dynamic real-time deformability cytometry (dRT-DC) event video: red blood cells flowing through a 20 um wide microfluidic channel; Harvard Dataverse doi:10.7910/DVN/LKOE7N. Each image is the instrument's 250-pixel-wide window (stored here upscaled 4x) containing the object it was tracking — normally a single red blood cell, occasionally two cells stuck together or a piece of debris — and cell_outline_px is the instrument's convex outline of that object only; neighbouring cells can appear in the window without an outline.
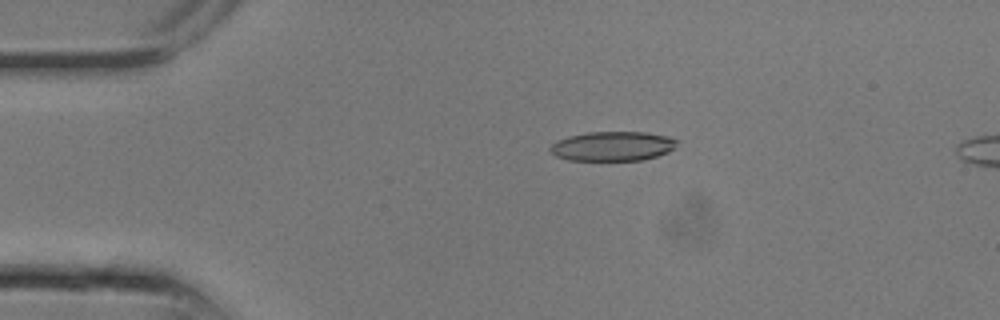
{"species": "common noctule bat (a hibernating species)", "species_latin": "Nyctalus noctula", "temperature_condition": "room temperature", "stored_images_in_passage": 8, "camera_frame_rate_fps": 3000, "um_per_image_px": 0.085, "animal": {"sex": "male", "body_mass_g": 13.3}, "frame": {"image": 1, "passage_image": 4, "time_ms": 1.0, "image_size_px": [1000, 320], "cell_outline_px": [[680, 140], [668, 152], [644, 160], [568, 160], [556, 156], [548, 148], [556, 140], [568, 136], [588, 132], [644, 132], [668, 136]], "centroid_in_image_um": [52.06, 12.42], "position_along_channel_um": 32.9, "area_um2": 21.79}}
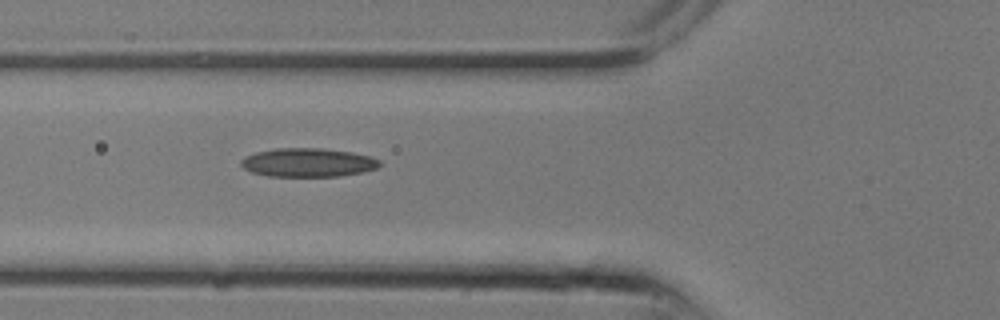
{"frame": {"image": 2, "passage_image": 8, "time_ms": 2.333, "image_size_px": [1000, 320], "cell_outline_px": [[384, 164], [380, 168], [364, 172], [340, 176], [268, 176], [252, 172], [244, 168], [240, 164], [240, 160], [244, 156], [256, 152], [276, 148], [324, 148], [352, 152], [368, 156], [380, 160]], "centroid_in_image_um": [26.22, 13.81], "position_along_channel_um": 99.6, "area_um2": 23.47}}